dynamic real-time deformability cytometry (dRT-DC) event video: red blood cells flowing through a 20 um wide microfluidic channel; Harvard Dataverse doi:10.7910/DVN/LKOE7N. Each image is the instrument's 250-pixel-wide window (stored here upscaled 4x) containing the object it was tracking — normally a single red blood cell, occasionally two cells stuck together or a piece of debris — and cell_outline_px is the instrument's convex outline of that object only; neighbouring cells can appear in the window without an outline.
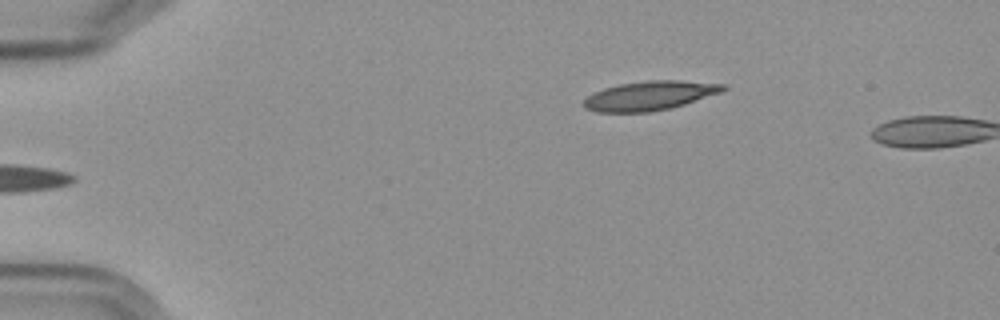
{"species": "Egyptian fruit bat (a non-hibernating species)", "species_latin": "Rousettus aegyptiacus", "temperature_condition": "cold", "stored_images_in_passage": 5, "camera_frame_rate_fps": 3000, "um_per_image_px": 0.085, "frame": {"image": 1, "passage_image": 5, "time_ms": 5.333, "image_size_px": [1000, 320], "cell_outline_px": [[728, 88], [720, 92], [684, 104], [668, 108], [648, 112], [596, 112], [584, 108], [580, 104], [588, 96], [604, 88], [620, 84], [648, 80], [680, 80], [728, 84]], "centroid_in_image_um": [55.21, 8.12], "position_along_channel_um": 29.8, "area_um2": 23.64}}